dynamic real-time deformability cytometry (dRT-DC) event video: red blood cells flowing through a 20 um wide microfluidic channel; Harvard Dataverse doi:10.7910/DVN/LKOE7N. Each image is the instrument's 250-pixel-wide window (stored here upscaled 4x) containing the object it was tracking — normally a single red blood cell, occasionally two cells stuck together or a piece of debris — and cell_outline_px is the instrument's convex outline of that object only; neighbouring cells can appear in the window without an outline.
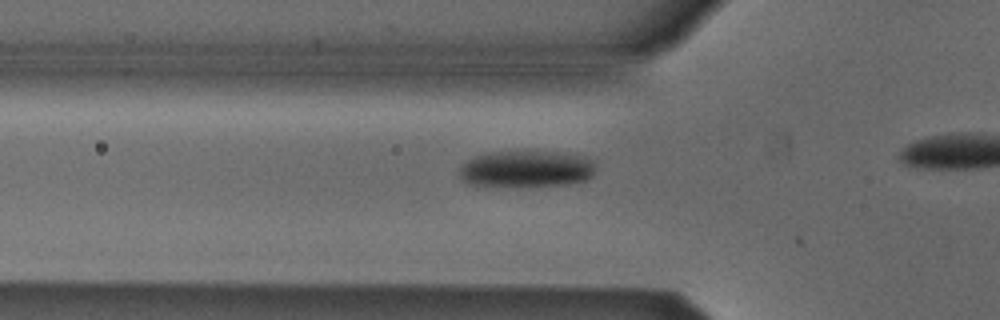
{"species": "Egyptian fruit bat (a non-hibernating species)", "species_latin": "Rousettus aegyptiacus", "temperature_condition": "cold", "stored_images_in_passage": 7, "camera_frame_rate_fps": 3000, "um_per_image_px": 0.085, "animal": {"sex": "male"}, "frame": {"image": 1, "passage_image": 2, "time_ms": 0.333, "image_size_px": [1000, 320], "cell_outline_px": [[596, 172], [588, 180], [568, 184], [468, 184], [460, 176], [460, 168], [468, 160], [476, 156], [488, 152], [556, 152], [584, 156], [596, 160]], "centroid_in_image_um": [44.85, 14.32], "position_along_channel_um": 80.9, "area_um2": 28.32}}
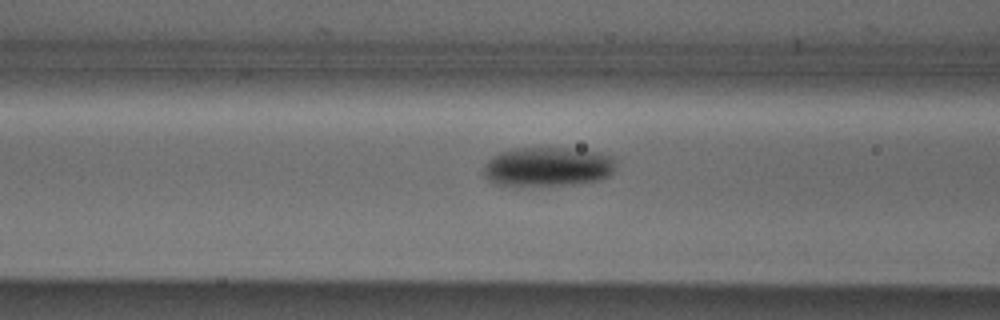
{"frame": {"image": 2, "passage_image": 5, "time_ms": 1.333, "image_size_px": [1000, 320], "cell_outline_px": [[616, 164], [612, 172], [608, 176], [596, 180], [572, 184], [496, 184], [488, 180], [484, 176], [484, 164], [496, 152], [512, 148], [568, 148], [596, 152], [612, 156]], "centroid_in_image_um": [46.52, 14.14], "position_along_channel_um": 120.1, "area_um2": 29.88}}